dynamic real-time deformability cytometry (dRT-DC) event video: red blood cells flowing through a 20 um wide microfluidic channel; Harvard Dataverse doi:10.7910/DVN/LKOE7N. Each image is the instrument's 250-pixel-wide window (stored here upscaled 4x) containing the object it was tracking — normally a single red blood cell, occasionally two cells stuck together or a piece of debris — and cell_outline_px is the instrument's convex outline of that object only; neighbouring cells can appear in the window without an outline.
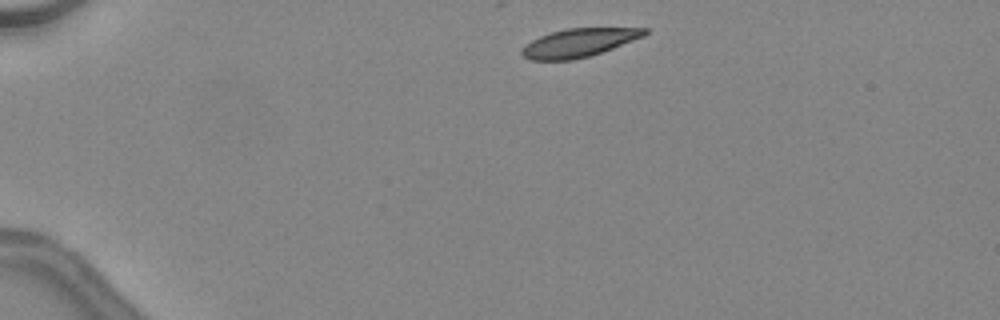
{"species": "common noctule bat (a hibernating species)", "species_latin": "Nyctalus noctula", "temperature_condition": "warm", "stored_images_in_passage": 38, "camera_frame_rate_fps": 3000, "um_per_image_px": 0.085, "animal": {"sex": "female", "body_mass_g": 24.6, "forearm_length_mm": 56.2}, "frame": {"image": 1, "passage_image": 2, "time_ms": 0.333, "image_size_px": [1000, 320], "cell_outline_px": [[648, 32], [644, 36], [612, 48], [588, 56], [572, 60], [528, 60], [520, 52], [520, 48], [532, 40], [540, 36], [564, 28], [648, 28]], "centroid_in_image_um": [49.16, 3.63], "position_along_channel_um": 35.8, "area_um2": 20.17}}
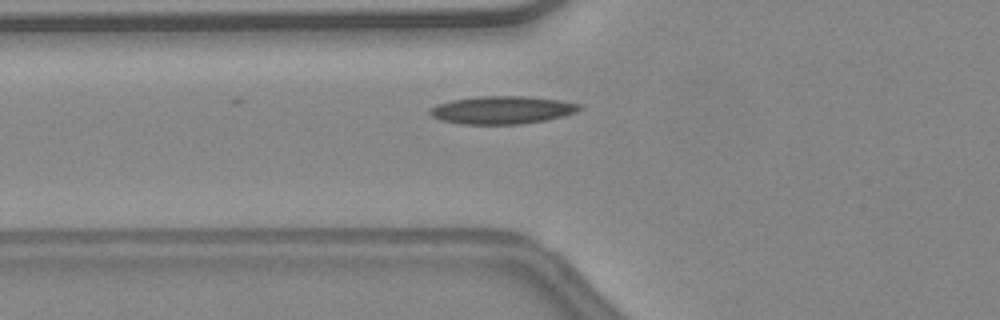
{"frame": {"image": 2, "passage_image": 10, "time_ms": 3.0, "image_size_px": [1000, 320], "cell_outline_px": [[580, 108], [576, 112], [564, 116], [548, 120], [520, 124], [460, 124], [440, 120], [432, 116], [428, 112], [436, 104], [452, 100], [480, 96], [528, 96], [560, 100], [580, 104]], "centroid_in_image_um": [42.68, 9.35], "position_along_channel_um": 83.1, "area_um2": 24.33}}
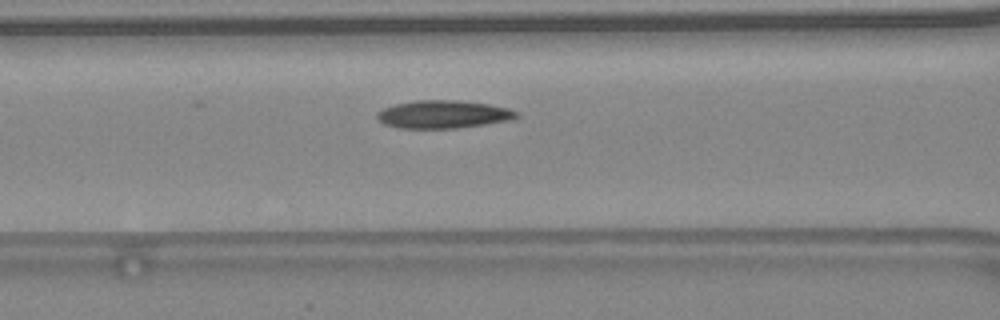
{"frame": {"image": 3, "passage_image": 13, "time_ms": 4.0, "image_size_px": [1000, 320], "cell_outline_px": [[520, 116], [516, 120], [456, 128], [400, 128], [384, 124], [376, 116], [376, 112], [384, 108], [396, 104], [416, 100], [460, 100], [488, 104], [508, 108], [520, 112]], "centroid_in_image_um": [37.75, 9.72], "position_along_channel_um": 128.9, "area_um2": 22.89}, "authors_computed_cell_mechanics": {"area_um2": 21.8484, "velocity_mm_per_s": 4.5183, "shape_relaxation_time_tau1_ms": 7.741, "shape_relaxation_time_tau2_ms": 5.0358, "deformation_change_tau1": 0.1978, "deformation_change_tau2": 0.1286}}